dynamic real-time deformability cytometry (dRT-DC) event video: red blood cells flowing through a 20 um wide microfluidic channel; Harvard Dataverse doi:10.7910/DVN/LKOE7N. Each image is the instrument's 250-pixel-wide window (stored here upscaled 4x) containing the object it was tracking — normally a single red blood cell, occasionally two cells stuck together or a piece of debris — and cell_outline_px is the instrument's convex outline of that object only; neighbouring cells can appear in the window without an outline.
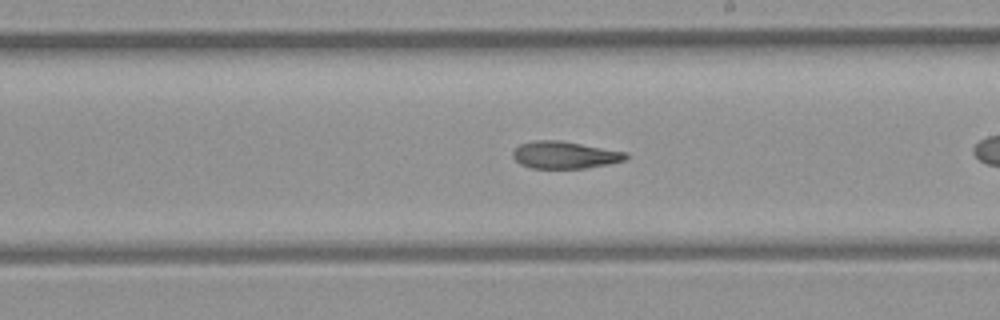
{"species": "common noctule bat (a hibernating species)", "species_latin": "Nyctalus noctula", "temperature_condition": "room temperature", "stored_images_in_passage": 25, "camera_frame_rate_fps": 3000, "um_per_image_px": 0.085, "animal": {"sex": "female", "body_mass_g": 21.9}, "frame": {"image": 1, "passage_image": 15, "time_ms": 4.667, "image_size_px": [1000, 320], "cell_outline_px": [[628, 156], [624, 160], [608, 164], [584, 168], [532, 168], [520, 164], [512, 156], [512, 152], [520, 144], [536, 140], [560, 140], [628, 152]], "centroid_in_image_um": [48.0, 13.16], "position_along_channel_um": 241.0, "area_um2": 17.86}}
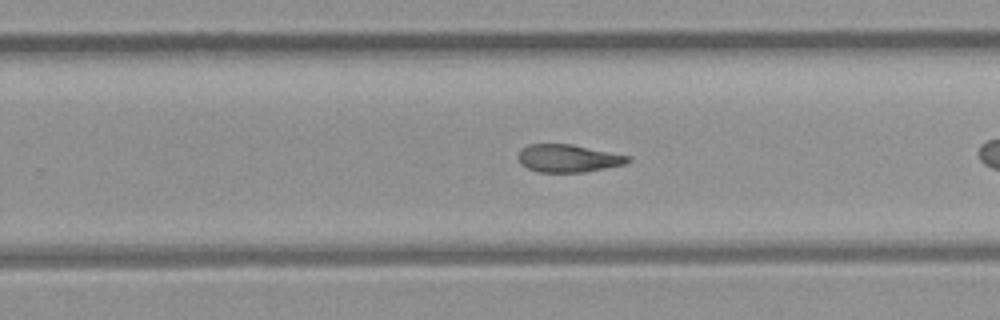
{"frame": {"image": 2, "passage_image": 18, "time_ms": 5.667, "image_size_px": [1000, 320], "cell_outline_px": [[632, 160], [624, 164], [584, 172], [540, 172], [528, 168], [520, 164], [516, 156], [520, 148], [528, 144], [572, 144], [628, 156]], "centroid_in_image_um": [48.22, 13.45], "position_along_channel_um": 281.6, "area_um2": 17.69}}